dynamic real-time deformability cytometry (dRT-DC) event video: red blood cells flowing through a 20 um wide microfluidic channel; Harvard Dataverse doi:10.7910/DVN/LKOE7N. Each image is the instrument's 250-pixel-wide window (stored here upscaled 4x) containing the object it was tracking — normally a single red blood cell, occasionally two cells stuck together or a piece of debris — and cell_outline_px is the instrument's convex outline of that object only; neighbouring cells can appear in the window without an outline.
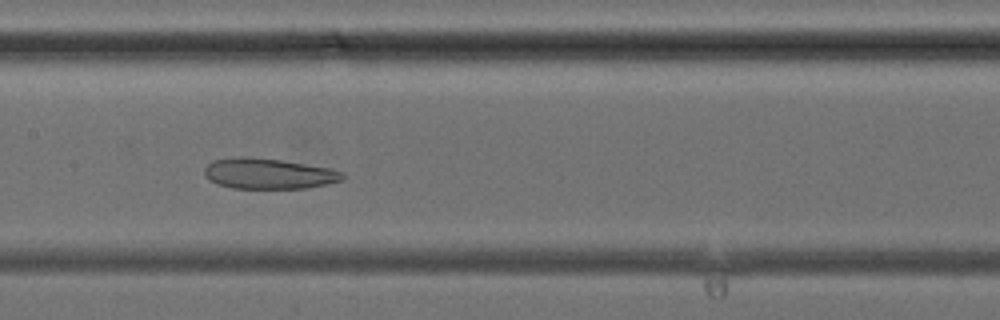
{"species": "common noctule bat (a hibernating species)", "species_latin": "Nyctalus noctula", "temperature_condition": "cold", "stored_images_in_passage": 35, "camera_frame_rate_fps": 3000, "um_per_image_px": 0.085, "animal": {"sex": "female", "body_mass_g": 24.6, "forearm_length_mm": 56.2}, "frame": {"image": 1, "passage_image": 19, "time_ms": 6.0, "image_size_px": [1000, 320], "cell_outline_px": [[344, 180], [328, 184], [304, 188], [232, 188], [216, 184], [208, 180], [204, 176], [204, 168], [212, 160], [236, 156], [248, 156], [280, 160], [328, 168], [344, 172]], "centroid_in_image_um": [22.78, 14.75], "position_along_channel_um": 184.6, "area_um2": 24.8}}
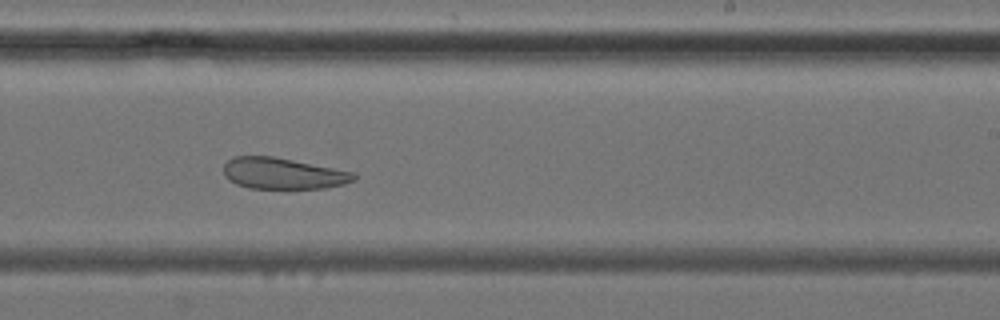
{"frame": {"image": 2, "passage_image": 24, "time_ms": 7.667, "image_size_px": [1000, 320], "cell_outline_px": [[356, 180], [344, 184], [324, 188], [248, 188], [236, 184], [228, 180], [224, 176], [224, 164], [232, 156], [272, 156], [356, 172]], "centroid_in_image_um": [24.05, 14.74], "position_along_channel_um": 264.9, "area_um2": 23.81}}
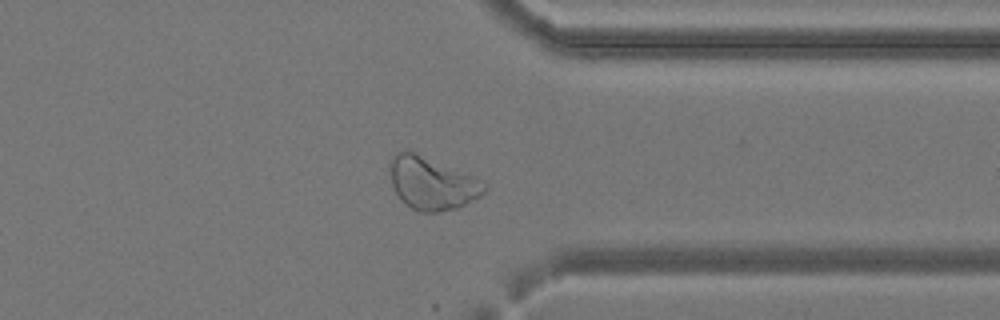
{"frame": {"image": 3, "passage_image": 31, "time_ms": 10.0, "image_size_px": [1000, 320], "cell_outline_px": [[488, 188], [480, 196], [456, 208], [436, 212], [420, 212], [412, 208], [396, 192], [392, 184], [388, 168], [388, 164], [396, 152], [416, 152], [484, 180], [488, 184]], "centroid_in_image_um": [36.74, 15.56], "position_along_channel_um": 374.7, "area_um2": 28.84}}